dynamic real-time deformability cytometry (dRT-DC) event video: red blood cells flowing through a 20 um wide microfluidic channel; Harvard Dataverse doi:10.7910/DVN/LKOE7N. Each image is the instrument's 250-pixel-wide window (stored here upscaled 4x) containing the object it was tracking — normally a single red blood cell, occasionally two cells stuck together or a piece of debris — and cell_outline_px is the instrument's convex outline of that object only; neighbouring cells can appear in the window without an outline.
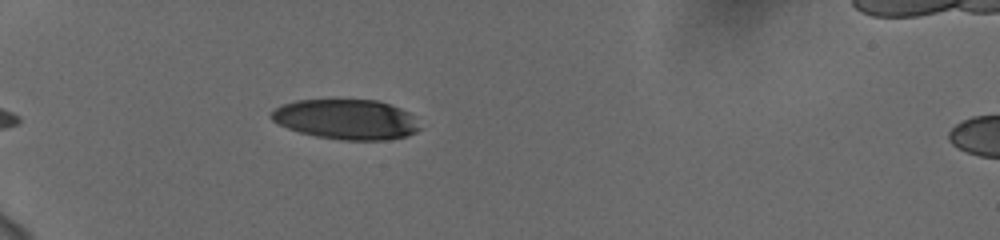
{"species": "human", "species_latin": "Homo sapiens", "temperature_condition": "cold", "stored_images_in_passage": 28, "camera_frame_rate_fps": 3000, "um_per_image_px": 0.085, "donor": {"sex": "female"}, "frame": {"image": 1, "passage_image": 1, "time_ms": 0.0, "image_size_px": [1000, 240], "cell_outline_px": [[420, 128], [416, 132], [408, 136], [388, 140], [344, 140], [316, 136], [300, 132], [288, 128], [272, 120], [268, 116], [276, 108], [284, 104], [296, 100], [380, 100], [400, 108], [408, 112], [412, 116]], "centroid_in_image_um": [29.44, 10.15], "position_along_channel_um": 55.6, "area_um2": 34.51}}
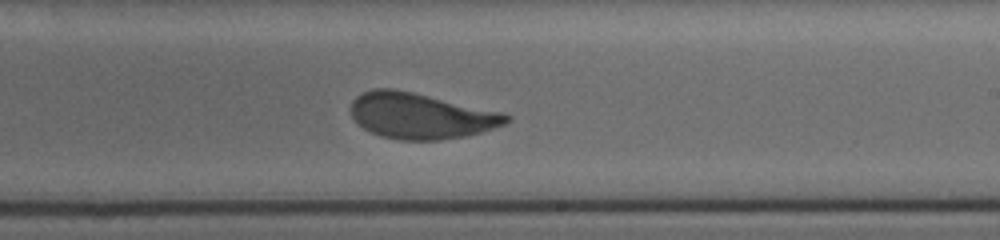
{"frame": {"image": 2, "passage_image": 14, "time_ms": 4.333, "image_size_px": [1000, 240], "cell_outline_px": [[512, 120], [504, 124], [480, 132], [464, 136], [440, 140], [400, 140], [380, 136], [364, 128], [352, 116], [352, 100], [356, 96], [372, 88], [392, 88], [412, 92], [500, 112], [512, 116]], "centroid_in_image_um": [35.75, 9.85], "position_along_channel_um": 253.3, "area_um2": 40.98}}
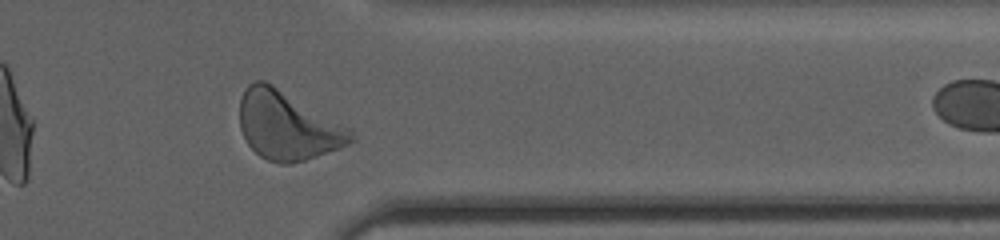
{"frame": {"image": 3, "passage_image": 25, "time_ms": 8.0, "image_size_px": [1000, 240], "cell_outline_px": [[356, 140], [340, 148], [304, 160], [288, 164], [280, 164], [268, 160], [260, 156], [248, 144], [240, 128], [240, 100], [248, 84], [256, 80], [264, 80], [272, 84], [352, 128], [356, 136]], "centroid_in_image_um": [24.47, 10.68], "position_along_channel_um": 386.9, "area_um2": 44.45}}